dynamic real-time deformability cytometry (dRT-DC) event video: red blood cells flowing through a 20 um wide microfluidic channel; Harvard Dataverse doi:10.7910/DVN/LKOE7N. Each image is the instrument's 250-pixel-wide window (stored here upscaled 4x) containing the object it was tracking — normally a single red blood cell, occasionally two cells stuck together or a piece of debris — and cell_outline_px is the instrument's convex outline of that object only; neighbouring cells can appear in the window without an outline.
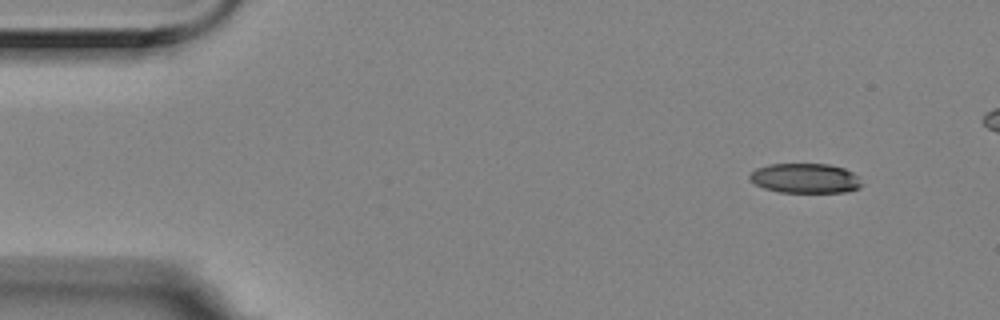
{"species": "Egyptian fruit bat (a non-hibernating species)", "species_latin": "Rousettus aegyptiacus", "temperature_condition": "room temperature", "stored_images_in_passage": 6, "camera_frame_rate_fps": 3000, "um_per_image_px": 0.085, "animal": {"sex": "female"}, "frame": {"image": 1, "passage_image": 1, "time_ms": 0.0, "image_size_px": [1000, 320], "cell_outline_px": [[864, 184], [860, 188], [844, 192], [780, 192], [764, 188], [748, 180], [748, 176], [756, 168], [768, 164], [828, 164], [844, 168], [852, 172]], "centroid_in_image_um": [68.43, 15.15], "position_along_channel_um": 16.6, "area_um2": 19.48}}
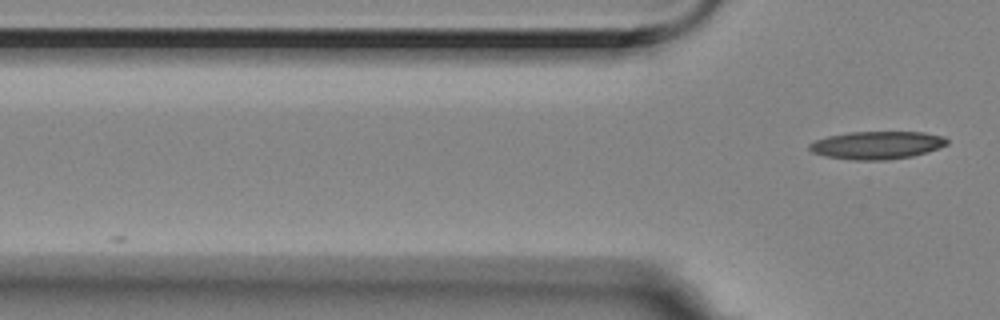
{"frame": {"image": 2, "passage_image": 6, "time_ms": 1.667, "image_size_px": [1000, 320], "cell_outline_px": [[948, 144], [940, 148], [912, 156], [884, 160], [856, 160], [824, 156], [812, 152], [808, 148], [808, 144], [816, 140], [828, 136], [848, 132], [924, 132], [944, 136], [948, 140]], "centroid_in_image_um": [74.54, 12.33], "position_along_channel_um": 51.3, "area_um2": 22.37}}